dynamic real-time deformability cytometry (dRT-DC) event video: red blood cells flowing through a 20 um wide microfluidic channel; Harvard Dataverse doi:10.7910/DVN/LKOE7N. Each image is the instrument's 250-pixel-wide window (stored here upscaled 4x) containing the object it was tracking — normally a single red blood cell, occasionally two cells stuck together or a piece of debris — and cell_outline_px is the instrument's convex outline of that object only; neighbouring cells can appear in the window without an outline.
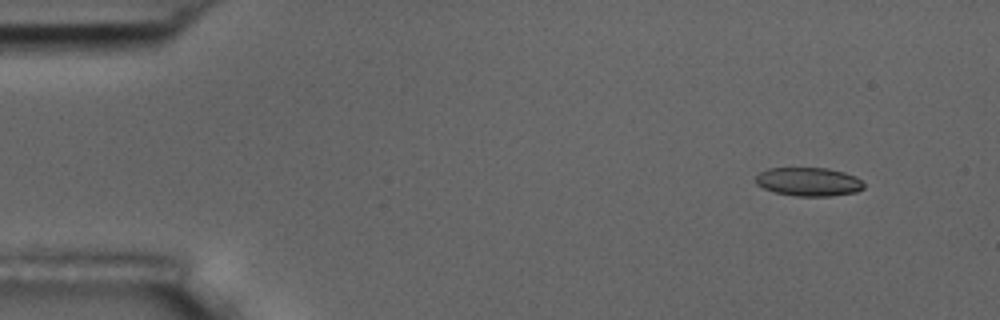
{"species": "common noctule bat (a hibernating species)", "species_latin": "Nyctalus noctula", "temperature_condition": "room temperature", "stored_images_in_passage": 4, "camera_frame_rate_fps": 3000, "um_per_image_px": 0.085, "animal": {"sex": "male", "body_mass_g": 17.5, "forearm_length_mm": 52.3}, "frame": {"image": 1, "passage_image": 1, "time_ms": 0.0, "image_size_px": [1000, 320], "cell_outline_px": [[864, 188], [856, 192], [832, 196], [796, 196], [776, 192], [764, 188], [756, 184], [756, 176], [760, 172], [768, 168], [828, 168], [844, 172], [856, 176], [864, 184]], "centroid_in_image_um": [68.75, 15.44], "position_along_channel_um": 16.2, "area_um2": 18.03}}
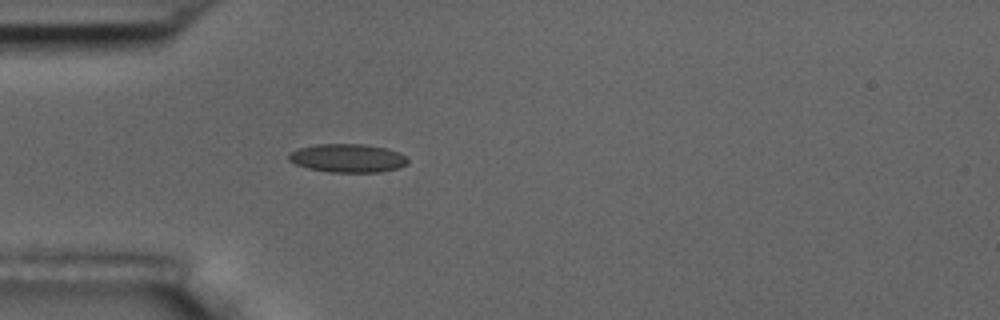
{"frame": {"image": 2, "passage_image": 4, "time_ms": 3.667, "image_size_px": [1000, 320], "cell_outline_px": [[408, 164], [396, 168], [380, 172], [328, 172], [308, 168], [296, 164], [288, 160], [288, 156], [292, 152], [300, 148], [316, 144], [364, 144], [388, 148], [400, 152], [408, 156]], "centroid_in_image_um": [29.6, 13.44], "position_along_channel_um": 55.4, "area_um2": 19.83}}